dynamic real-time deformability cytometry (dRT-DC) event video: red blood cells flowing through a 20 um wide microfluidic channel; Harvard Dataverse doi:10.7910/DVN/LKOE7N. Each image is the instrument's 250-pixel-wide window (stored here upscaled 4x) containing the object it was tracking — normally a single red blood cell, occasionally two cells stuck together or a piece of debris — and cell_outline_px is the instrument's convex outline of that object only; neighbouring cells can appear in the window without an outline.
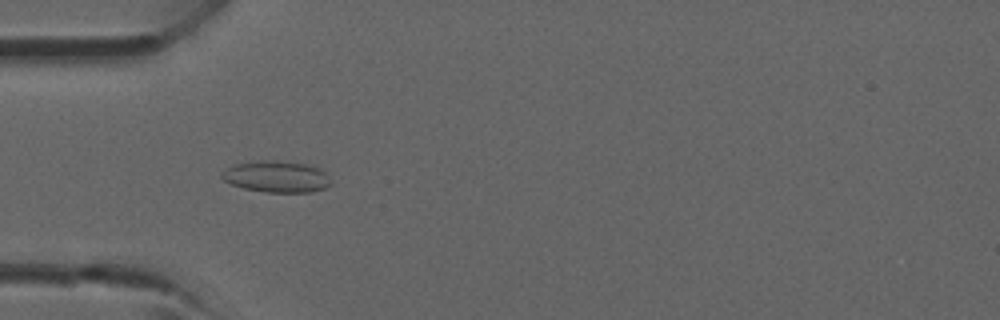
{"species": "common noctule bat (a hibernating species)", "species_latin": "Nyctalus noctula", "temperature_condition": "room temperature", "stored_images_in_passage": 2, "camera_frame_rate_fps": 3000, "um_per_image_px": 0.085, "animal": {"sex": "male", "forearm_length_mm": 52.5}, "frame": {"image": 1, "passage_image": 2, "time_ms": 1.0, "image_size_px": [1000, 320], "cell_outline_px": [[332, 184], [324, 188], [312, 192], [264, 192], [244, 188], [232, 184], [224, 180], [220, 176], [220, 172], [236, 164], [260, 160], [276, 160], [304, 164], [320, 168], [328, 176]], "centroid_in_image_um": [23.5, 15.02], "position_along_channel_um": 61.5, "area_um2": 19.94}}